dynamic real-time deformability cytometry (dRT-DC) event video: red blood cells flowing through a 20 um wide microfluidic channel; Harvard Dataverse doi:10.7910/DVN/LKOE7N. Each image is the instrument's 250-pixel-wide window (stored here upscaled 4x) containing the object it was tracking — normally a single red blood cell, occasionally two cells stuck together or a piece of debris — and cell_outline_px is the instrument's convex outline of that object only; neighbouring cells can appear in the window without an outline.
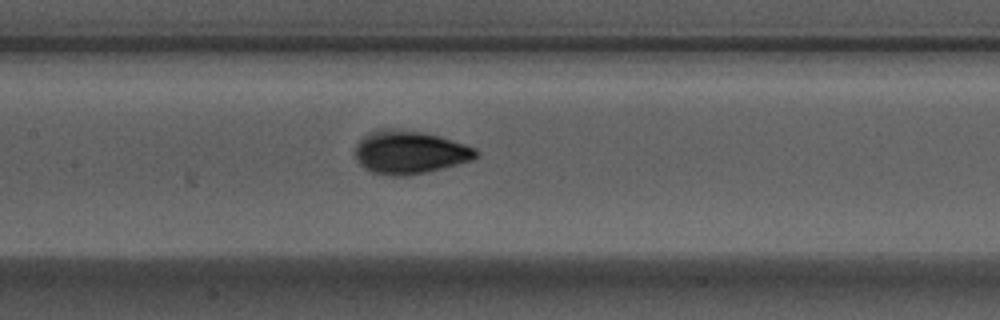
{"species": "Egyptian fruit bat (a non-hibernating species)", "species_latin": "Rousettus aegyptiacus", "temperature_condition": "warm", "stored_images_in_passage": 5, "camera_frame_rate_fps": 3000, "um_per_image_px": 0.085, "animal": {"sex": "male"}, "frame": {"image": 1, "passage_image": 5, "time_ms": 1.333, "image_size_px": [1000, 320], "cell_outline_px": [[480, 156], [472, 160], [428, 172], [404, 176], [392, 176], [372, 172], [364, 168], [356, 160], [356, 144], [364, 136], [376, 128], [396, 128], [424, 132], [440, 136], [476, 148], [480, 152]], "centroid_in_image_um": [34.83, 12.93], "position_along_channel_um": 172.6, "area_um2": 30.69}}